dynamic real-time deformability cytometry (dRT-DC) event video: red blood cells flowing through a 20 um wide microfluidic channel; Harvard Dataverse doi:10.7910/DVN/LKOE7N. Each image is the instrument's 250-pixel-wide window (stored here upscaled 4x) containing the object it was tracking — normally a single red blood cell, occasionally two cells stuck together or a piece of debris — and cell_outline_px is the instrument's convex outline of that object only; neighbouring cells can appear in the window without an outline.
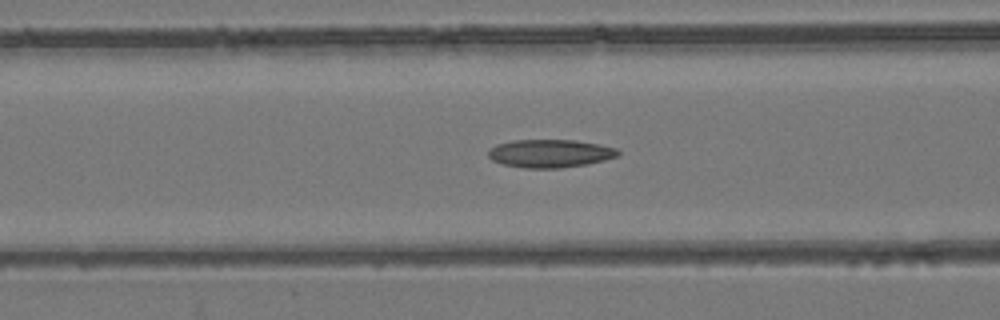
{"species": "common noctule bat (a hibernating species)", "species_latin": "Nyctalus noctula", "temperature_condition": "room temperature", "stored_images_in_passage": 54, "camera_frame_rate_fps": 3000, "um_per_image_px": 0.085, "animal": {"sex": "female", "body_mass_g": 24.6, "forearm_length_mm": 56.2}, "frame": {"image": 1, "passage_image": 22, "time_ms": 7.0, "image_size_px": [1000, 320], "cell_outline_px": [[620, 156], [588, 164], [560, 168], [524, 168], [504, 164], [492, 160], [488, 156], [488, 148], [496, 144], [512, 140], [576, 140], [600, 144], [616, 148], [620, 152]], "centroid_in_image_um": [46.76, 13.04], "position_along_channel_um": 119.8, "area_um2": 21.44}}
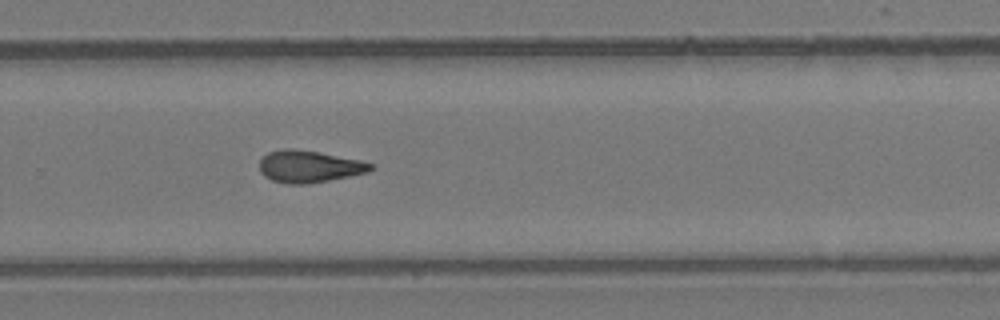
{"frame": {"image": 2, "passage_image": 36, "time_ms": 11.667, "image_size_px": [1000, 320], "cell_outline_px": [[372, 168], [368, 172], [328, 180], [304, 184], [288, 184], [272, 180], [264, 176], [260, 172], [260, 160], [268, 152], [284, 148], [292, 148], [320, 152], [360, 160], [372, 164]], "centroid_in_image_um": [26.23, 14.14], "position_along_channel_um": 303.6, "area_um2": 20.58}}
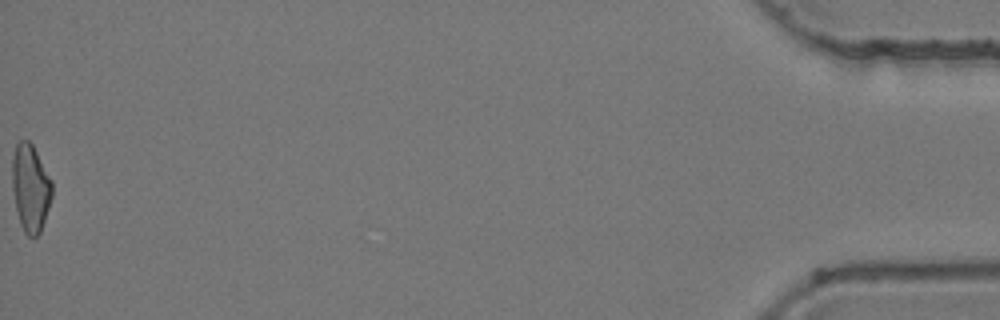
{"frame": {"image": 3, "passage_image": 54, "time_ms": 17.667, "image_size_px": [1000, 320], "cell_outline_px": [[52, 196], [40, 232], [36, 236], [28, 236], [24, 232], [20, 224], [16, 208], [12, 188], [12, 156], [16, 144], [20, 140], [28, 140], [32, 144], [52, 180]], "centroid_in_image_um": [2.58, 15.95], "position_along_channel_um": 432.6, "area_um2": 20.23}, "authors_computed_cell_mechanics": {"area_um2": 20.6057, "velocity_mm_per_s": 3.9438, "shape_relaxation_time_tau1_ms": null, "shape_relaxation_time_tau2_ms": 4.3707, "deformation_change_tau1": null, "deformation_change_tau2": 0.1354}}